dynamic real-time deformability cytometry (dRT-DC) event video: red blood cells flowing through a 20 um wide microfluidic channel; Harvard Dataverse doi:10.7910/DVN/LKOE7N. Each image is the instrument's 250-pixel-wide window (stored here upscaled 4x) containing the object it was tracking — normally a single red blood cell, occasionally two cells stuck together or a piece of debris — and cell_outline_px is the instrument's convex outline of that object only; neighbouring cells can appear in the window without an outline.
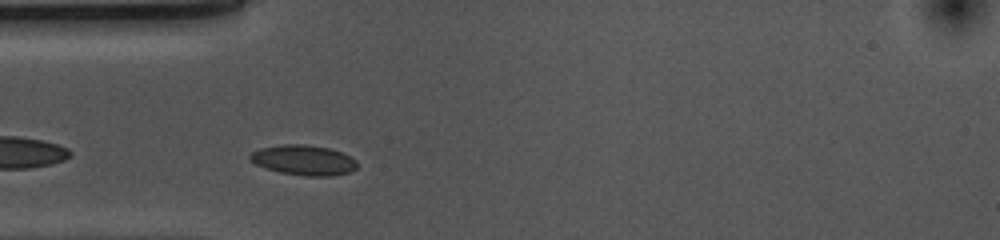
{"species": "common noctule bat (a hibernating species)", "species_latin": "Nyctalus noctula", "temperature_condition": "cold", "stored_images_in_passage": 30, "camera_frame_rate_fps": 3000, "um_per_image_px": 0.085, "animal": {"sex": "female", "body_mass_g": 10.0, "forearm_length_mm": 53.1}, "frame": {"image": 1, "passage_image": 3, "time_ms": 0.667, "image_size_px": [1000, 240], "cell_outline_px": [[356, 168], [348, 172], [332, 176], [308, 176], [280, 172], [264, 168], [256, 164], [248, 156], [252, 152], [260, 148], [280, 144], [304, 144], [328, 148], [352, 156], [356, 160]], "centroid_in_image_um": [25.8, 13.6], "position_along_channel_um": 59.2, "area_um2": 18.73}}
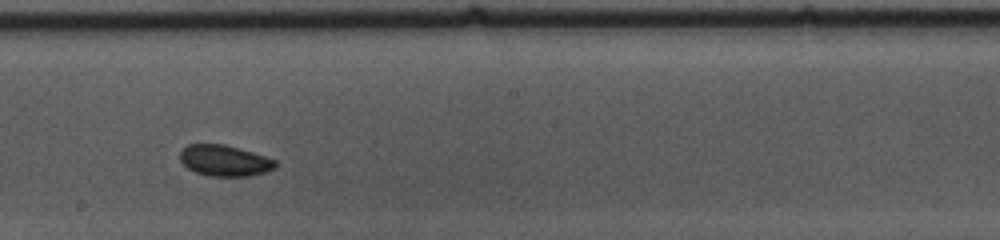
{"frame": {"image": 2, "passage_image": 17, "time_ms": 5.333, "image_size_px": [1000, 240], "cell_outline_px": [[276, 168], [264, 172], [248, 176], [208, 176], [196, 172], [188, 168], [180, 160], [180, 152], [188, 144], [224, 144], [252, 152], [276, 160]], "centroid_in_image_um": [19.08, 13.65], "position_along_channel_um": 229.1, "area_um2": 17.11}}
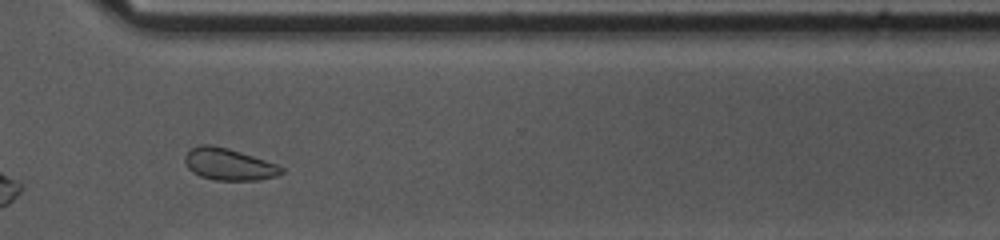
{"frame": {"image": 3, "passage_image": 27, "time_ms": 8.667, "image_size_px": [1000, 240], "cell_outline_px": [[284, 172], [276, 176], [260, 180], [216, 180], [200, 176], [192, 172], [188, 168], [184, 160], [184, 156], [192, 148], [204, 144], [208, 144], [228, 148], [276, 164], [284, 168]], "centroid_in_image_um": [19.44, 13.98], "position_along_channel_um": 351.2, "area_um2": 17.74}, "authors_computed_cell_mechanics": {"area_um2": 17.6001, "velocity_mm_per_s": 3.6565, "shape_relaxation_time_tau1_ms": 1.4919, "shape_relaxation_time_tau2_ms": null, "deformation_change_tau1": 0.0401, "deformation_change_tau2": null}}